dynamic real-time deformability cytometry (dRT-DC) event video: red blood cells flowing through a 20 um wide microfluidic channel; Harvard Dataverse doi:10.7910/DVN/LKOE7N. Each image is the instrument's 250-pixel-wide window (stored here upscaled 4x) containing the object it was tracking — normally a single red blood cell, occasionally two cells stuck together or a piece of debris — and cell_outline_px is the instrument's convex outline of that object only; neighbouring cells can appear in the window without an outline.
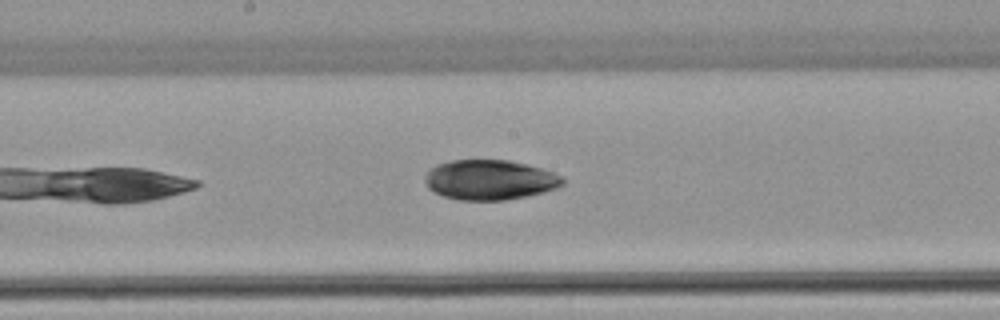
{"species": "common noctule bat (a hibernating species)", "species_latin": "Nyctalus noctula", "temperature_condition": "warm", "stored_images_in_passage": 7, "camera_frame_rate_fps": 3000, "um_per_image_px": 0.085, "animal": {"sex": "female", "body_mass_g": 22.7, "forearm_length_mm": 54.2}, "frame": {"image": 1, "passage_image": 6, "time_ms": 1.667, "image_size_px": [1000, 320], "cell_outline_px": [[564, 184], [556, 188], [544, 192], [528, 196], [504, 200], [460, 200], [444, 196], [428, 188], [424, 180], [424, 176], [436, 164], [452, 160], [508, 160], [528, 164], [564, 176]], "centroid_in_image_um": [41.65, 15.28], "position_along_channel_um": 206.5, "area_um2": 32.14}}